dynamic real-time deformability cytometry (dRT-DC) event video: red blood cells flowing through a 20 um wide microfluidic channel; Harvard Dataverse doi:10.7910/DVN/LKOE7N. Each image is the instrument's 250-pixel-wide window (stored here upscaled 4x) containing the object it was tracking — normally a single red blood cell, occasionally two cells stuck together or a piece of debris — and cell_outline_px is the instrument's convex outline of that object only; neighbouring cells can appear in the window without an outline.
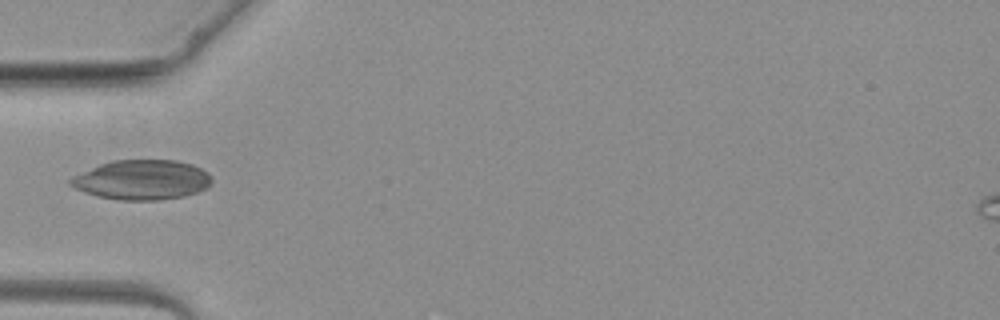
{"species": "common noctule bat (a hibernating species)", "species_latin": "Nyctalus noctula", "temperature_condition": "warm", "stored_images_in_passage": 2, "camera_frame_rate_fps": 3000, "um_per_image_px": 0.085, "animal": {"sex": "female", "body_mass_g": 19.3, "forearm_length_mm": 54.1}, "frame": {"image": 1, "passage_image": 2, "time_ms": 1.333, "image_size_px": [1000, 320], "cell_outline_px": [[212, 180], [208, 188], [184, 196], [160, 200], [120, 200], [96, 196], [84, 192], [68, 184], [68, 180], [72, 176], [100, 164], [112, 160], [176, 160], [192, 164], [208, 172], [212, 176]], "centroid_in_image_um": [12.07, 15.28], "position_along_channel_um": 72.9, "area_um2": 32.89}}